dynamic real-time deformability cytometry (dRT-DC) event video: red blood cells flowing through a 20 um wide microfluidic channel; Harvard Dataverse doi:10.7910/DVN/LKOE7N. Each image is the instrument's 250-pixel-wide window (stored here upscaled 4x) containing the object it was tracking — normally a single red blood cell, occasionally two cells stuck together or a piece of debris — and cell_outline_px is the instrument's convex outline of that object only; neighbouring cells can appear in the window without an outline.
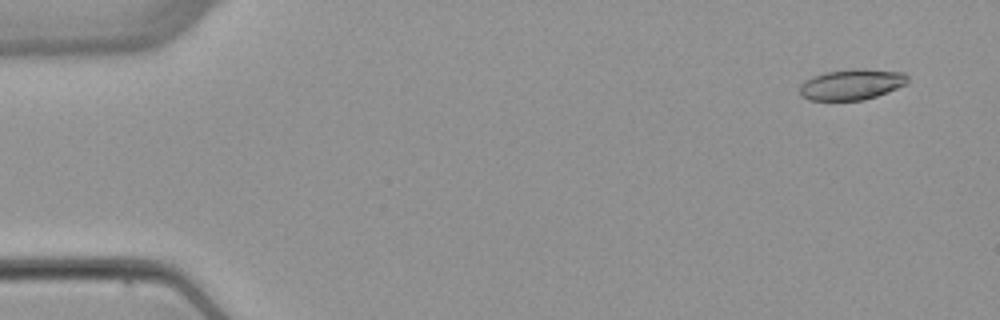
{"species": "common noctule bat (a hibernating species)", "species_latin": "Nyctalus noctula", "temperature_condition": "warm", "stored_images_in_passage": 4, "camera_frame_rate_fps": 3000, "um_per_image_px": 0.085, "animal": {"sex": "female", "body_mass_g": 22.7, "forearm_length_mm": 54.2}, "frame": {"image": 1, "passage_image": 1, "time_ms": 0.0, "image_size_px": [1000, 320], "cell_outline_px": [[908, 84], [888, 92], [864, 100], [808, 100], [800, 96], [800, 84], [804, 80], [812, 76], [824, 72], [852, 68], [864, 68], [904, 72], [908, 76]], "centroid_in_image_um": [72.4, 7.16], "position_along_channel_um": 12.6, "area_um2": 19.77}}
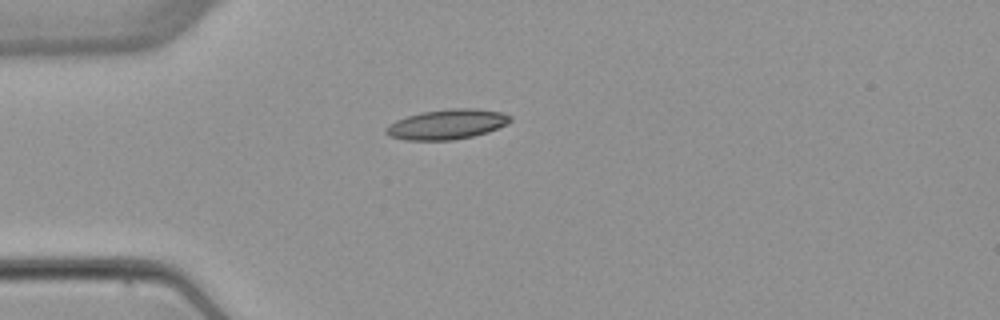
{"frame": {"image": 2, "passage_image": 4, "time_ms": 3.667, "image_size_px": [1000, 320], "cell_outline_px": [[512, 120], [508, 124], [488, 132], [472, 136], [452, 140], [404, 140], [388, 136], [384, 132], [384, 128], [388, 124], [396, 120], [420, 112], [448, 108], [476, 108], [504, 112], [512, 116]], "centroid_in_image_um": [38.0, 10.56], "position_along_channel_um": 47.0, "area_um2": 22.08}}